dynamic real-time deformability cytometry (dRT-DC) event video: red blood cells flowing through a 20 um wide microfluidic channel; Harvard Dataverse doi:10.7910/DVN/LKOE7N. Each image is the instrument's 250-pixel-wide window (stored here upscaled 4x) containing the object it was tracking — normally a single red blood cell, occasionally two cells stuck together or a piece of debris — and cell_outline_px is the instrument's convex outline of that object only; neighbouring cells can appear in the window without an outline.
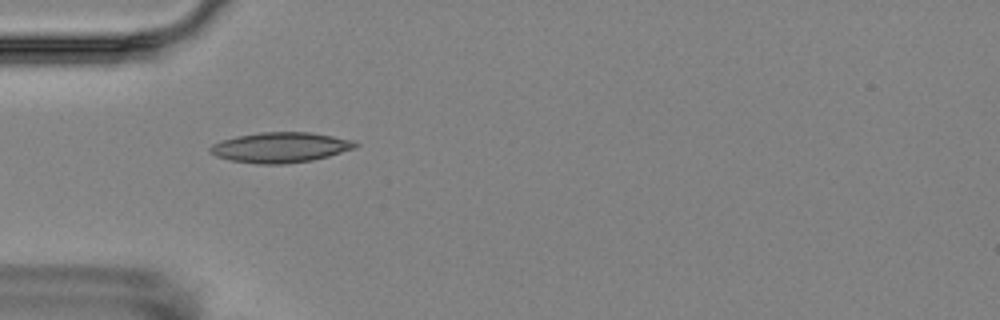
{"species": "Egyptian fruit bat (a non-hibernating species)", "species_latin": "Rousettus aegyptiacus", "temperature_condition": "room temperature", "stored_images_in_passage": 3, "camera_frame_rate_fps": 3000, "um_per_image_px": 0.085, "animal": {"sex": "female"}, "frame": {"image": 1, "passage_image": 2, "time_ms": 1.0, "image_size_px": [1000, 320], "cell_outline_px": [[360, 144], [356, 148], [328, 156], [312, 160], [284, 164], [256, 164], [232, 160], [216, 156], [208, 152], [208, 148], [212, 144], [220, 140], [236, 136], [260, 132], [312, 132], [352, 140]], "centroid_in_image_um": [23.81, 12.52], "position_along_channel_um": 61.2, "area_um2": 25.72}}